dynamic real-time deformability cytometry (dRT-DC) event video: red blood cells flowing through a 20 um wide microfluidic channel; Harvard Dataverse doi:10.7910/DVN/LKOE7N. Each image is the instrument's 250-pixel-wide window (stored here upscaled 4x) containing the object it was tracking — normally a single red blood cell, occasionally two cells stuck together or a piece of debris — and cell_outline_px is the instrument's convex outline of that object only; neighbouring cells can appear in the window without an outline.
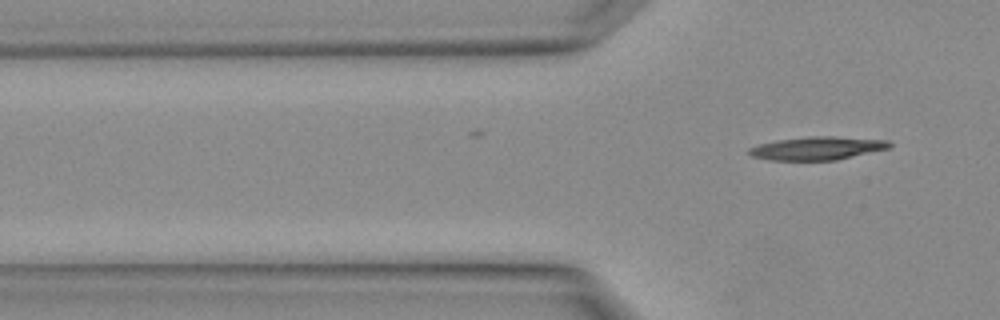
{"species": "Egyptian fruit bat (a non-hibernating species)", "species_latin": "Rousettus aegyptiacus", "temperature_condition": "warm", "stored_images_in_passage": 3, "camera_frame_rate_fps": 3000, "um_per_image_px": 0.085, "animal": {"sex": "female"}, "frame": {"image": 1, "passage_image": 3, "time_ms": 0.667, "image_size_px": [1000, 320], "cell_outline_px": [[892, 148], [836, 160], [772, 160], [752, 156], [748, 152], [748, 148], [760, 144], [776, 140], [808, 136], [836, 136], [888, 140], [892, 144]], "centroid_in_image_um": [69.52, 12.59], "position_along_channel_um": 56.3, "area_um2": 19.13}}